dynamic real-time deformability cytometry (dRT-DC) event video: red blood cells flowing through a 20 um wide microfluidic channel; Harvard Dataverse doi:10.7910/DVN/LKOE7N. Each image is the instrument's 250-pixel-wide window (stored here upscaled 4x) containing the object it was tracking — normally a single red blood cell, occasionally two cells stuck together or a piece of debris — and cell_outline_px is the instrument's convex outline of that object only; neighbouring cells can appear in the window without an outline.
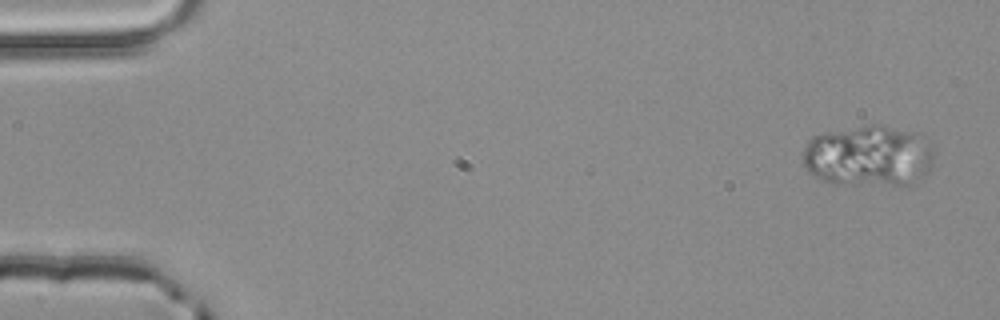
{"species": "common noctule bat (a hibernating species)", "species_latin": "Nyctalus noctula", "temperature_condition": "room temperature", "stored_images_in_passage": 5, "segment_of_instrument_passage": [1, 2], "camera_frame_rate_fps": 3000, "um_per_image_px": 0.085, "animal": {"sex": "male", "body_mass_g": 20.4}, "frame": {"image": 1, "passage_image": 1, "time_ms": 0.0, "image_size_px": [1000, 320], "cell_outline_px": [[932, 160], [928, 172], [912, 184], [836, 184], [824, 180], [808, 172], [804, 164], [804, 148], [808, 140], [812, 136], [824, 132], [868, 124], [880, 124], [912, 132], [932, 148]], "centroid_in_image_um": [73.77, 13.24], "position_along_channel_um": 11.2, "area_um2": 46.36}}
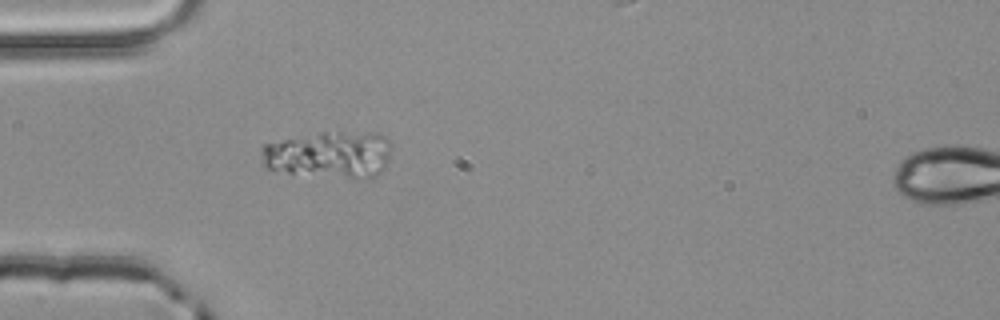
{"frame": {"image": 2, "passage_image": 4, "time_ms": 1.0, "image_size_px": [1000, 320], "cell_outline_px": [[388, 156], [384, 168], [372, 180], [356, 180], [288, 172], [264, 168], [260, 148], [264, 144], [320, 132], [372, 132], [384, 136], [388, 140]], "centroid_in_image_um": [28.0, 13.17], "position_along_channel_um": 57.0, "area_um2": 35.84}}